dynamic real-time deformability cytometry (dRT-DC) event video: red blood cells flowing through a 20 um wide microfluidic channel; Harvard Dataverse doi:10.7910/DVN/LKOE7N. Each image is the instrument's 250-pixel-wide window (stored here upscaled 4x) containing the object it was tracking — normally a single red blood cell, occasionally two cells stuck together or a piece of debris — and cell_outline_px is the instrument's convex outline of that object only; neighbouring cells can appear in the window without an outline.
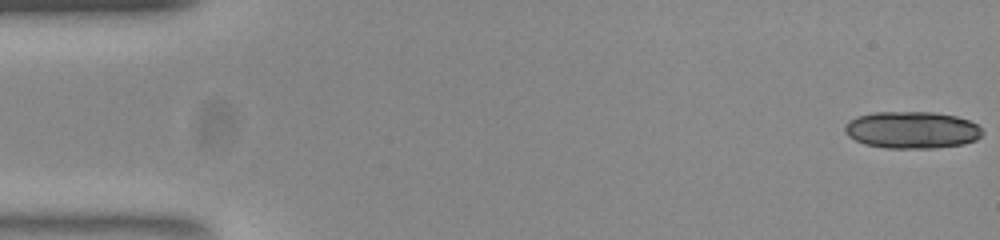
{"species": "common noctule bat (a hibernating species)", "species_latin": "Nyctalus noctula", "temperature_condition": "room temperature", "stored_images_in_passage": 18, "camera_frame_rate_fps": 3000, "um_per_image_px": 0.085, "animal": {"sex": "female", "body_mass_g": 23.0, "forearm_length_mm": 53.4}, "frame": {"image": 1, "passage_image": 1, "time_ms": 0.0, "image_size_px": [1000, 240], "cell_outline_px": [[984, 132], [976, 140], [964, 144], [936, 148], [884, 148], [864, 144], [848, 136], [844, 132], [844, 124], [848, 120], [856, 116], [872, 112], [932, 112], [956, 116], [968, 120], [976, 124]], "centroid_in_image_um": [77.48, 11.05], "position_along_channel_um": 7.5, "area_um2": 29.94}}